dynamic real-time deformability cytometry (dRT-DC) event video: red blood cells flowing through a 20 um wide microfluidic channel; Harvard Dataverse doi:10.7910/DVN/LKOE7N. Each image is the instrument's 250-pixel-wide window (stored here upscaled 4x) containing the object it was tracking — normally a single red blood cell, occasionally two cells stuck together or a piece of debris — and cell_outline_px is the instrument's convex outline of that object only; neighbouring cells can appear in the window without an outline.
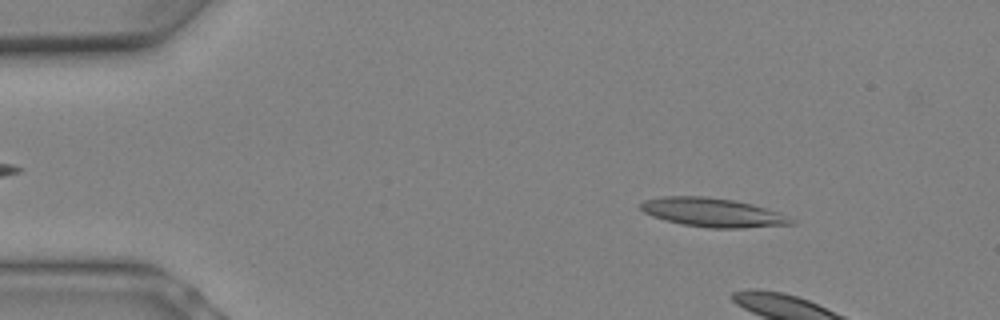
{"species": "Egyptian fruit bat (a non-hibernating species)", "species_latin": "Rousettus aegyptiacus", "temperature_condition": "warm", "stored_images_in_passage": 4, "camera_frame_rate_fps": 3000, "um_per_image_px": 0.085, "animal": {"sex": "female"}, "frame": {"image": 1, "passage_image": 2, "time_ms": 0.333, "image_size_px": [1000, 320], "cell_outline_px": [[796, 220], [792, 224], [744, 228], [708, 228], [684, 224], [664, 220], [652, 216], [644, 212], [640, 208], [640, 204], [644, 200], [660, 196], [708, 196], [732, 200], [752, 204], [780, 212]], "centroid_in_image_um": [60.58, 18.05], "position_along_channel_um": 24.4, "area_um2": 25.43}}